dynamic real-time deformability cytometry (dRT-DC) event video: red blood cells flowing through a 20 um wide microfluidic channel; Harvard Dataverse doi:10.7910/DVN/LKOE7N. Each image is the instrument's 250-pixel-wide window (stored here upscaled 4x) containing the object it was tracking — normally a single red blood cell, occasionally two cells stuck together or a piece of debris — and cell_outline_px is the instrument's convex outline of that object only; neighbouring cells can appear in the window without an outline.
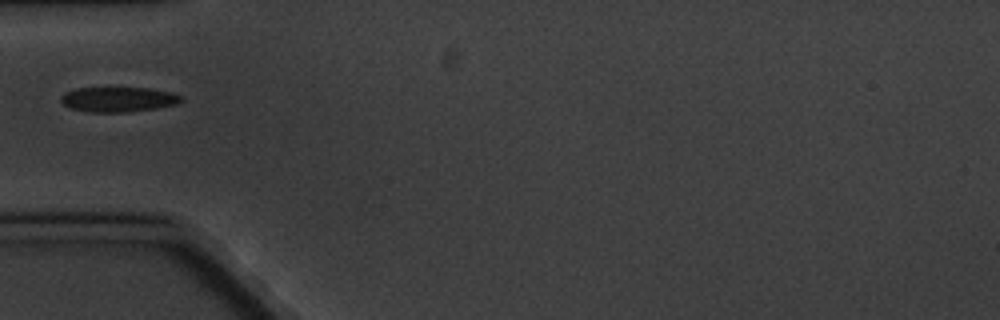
{"species": "common noctule bat (a hibernating species)", "species_latin": "Nyctalus noctula", "temperature_condition": "cold", "stored_images_in_passage": 2, "camera_frame_rate_fps": 3000, "um_per_image_px": 0.085, "animal": {"sex": "male", "body_mass_g": 20.1, "forearm_length_mm": 53.5}, "frame": {"image": 1, "passage_image": 1, "time_ms": 0.0, "image_size_px": [1000, 320], "cell_outline_px": [[184, 100], [176, 104], [156, 108], [128, 112], [92, 112], [68, 108], [60, 100], [60, 96], [64, 92], [76, 88], [148, 88], [172, 92], [184, 96]], "centroid_in_image_um": [10.06, 8.44], "position_along_channel_um": 74.9, "area_um2": 17.63}}